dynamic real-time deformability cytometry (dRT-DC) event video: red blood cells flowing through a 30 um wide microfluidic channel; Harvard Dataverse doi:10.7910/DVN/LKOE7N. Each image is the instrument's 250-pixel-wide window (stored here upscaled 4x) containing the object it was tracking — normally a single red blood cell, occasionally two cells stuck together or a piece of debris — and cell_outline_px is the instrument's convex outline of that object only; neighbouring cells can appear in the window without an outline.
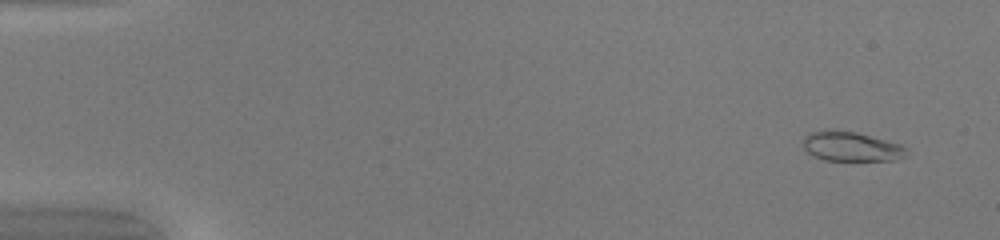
{"species": "common noctule bat (a hibernating species)", "species_latin": "Nyctalus noctula", "temperature_condition": "warm", "stored_images_in_passage": 50, "camera_frame_rate_fps": 3000, "um_per_image_px": 0.085, "animal": {"sex": "female", "body_mass_g": 20.0, "forearm_length_mm": 54.0}, "frame": {"image": 1, "passage_image": 4, "time_ms": 1.0, "image_size_px": [1000, 240], "cell_outline_px": [[908, 156], [896, 160], [824, 160], [812, 156], [804, 148], [804, 136], [808, 132], [832, 128], [856, 132], [900, 144], [908, 148]], "centroid_in_image_um": [72.35, 12.44], "position_along_channel_um": 12.7, "area_um2": 18.15}}
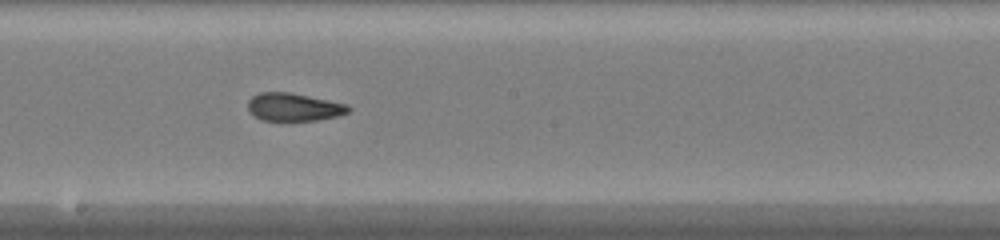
{"frame": {"image": 2, "passage_image": 29, "time_ms": 9.333, "image_size_px": [1000, 240], "cell_outline_px": [[352, 108], [348, 112], [340, 116], [316, 120], [260, 120], [248, 108], [248, 100], [252, 96], [260, 92], [288, 92], [348, 104]], "centroid_in_image_um": [25.0, 9.09], "position_along_channel_um": 223.2, "area_um2": 16.24}}
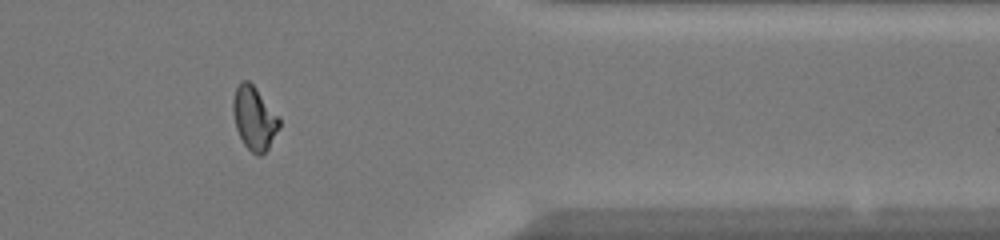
{"frame": {"image": 3, "passage_image": 42, "time_ms": 13.667, "image_size_px": [1000, 240], "cell_outline_px": [[280, 128], [268, 148], [260, 156], [256, 156], [244, 144], [236, 128], [232, 112], [232, 100], [236, 88], [240, 80], [248, 80], [256, 88], [280, 116]], "centroid_in_image_um": [21.62, 10.03], "position_along_channel_um": 389.8, "area_um2": 17.28}, "authors_computed_cell_mechanics": {"area_um2": 17.1955, "velocity_mm_per_s": 4.2235, "shape_relaxation_time_tau1_ms": 7.3985, "shape_relaxation_time_tau2_ms": 0.9261, "deformation_change_tau1": 0.2295, "deformation_change_tau2": 0.064}}